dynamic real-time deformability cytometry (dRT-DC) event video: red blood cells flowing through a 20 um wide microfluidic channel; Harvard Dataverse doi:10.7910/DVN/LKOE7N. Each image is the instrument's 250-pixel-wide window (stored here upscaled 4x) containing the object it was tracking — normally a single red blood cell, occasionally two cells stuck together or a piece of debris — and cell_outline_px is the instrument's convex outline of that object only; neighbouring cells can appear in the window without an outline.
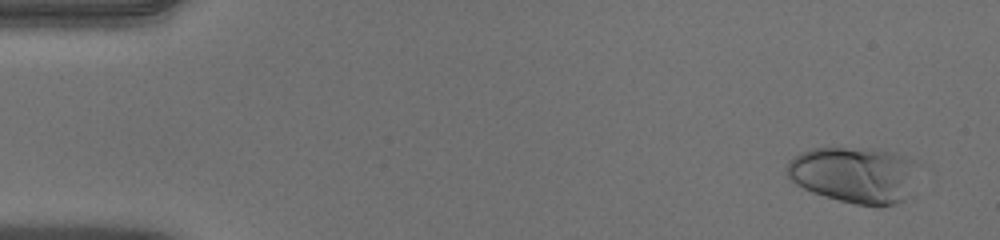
{"species": "human", "species_latin": "Homo sapiens", "temperature_condition": "warm", "stored_images_in_passage": 52, "camera_frame_rate_fps": 3000, "um_per_image_px": 0.085, "donor": {"sex": "male"}, "frame": {"image": 1, "passage_image": 3, "time_ms": 0.667, "image_size_px": [1000, 240], "cell_outline_px": [[924, 164], [904, 200], [896, 204], [880, 208], [876, 208], [856, 204], [824, 196], [812, 192], [796, 184], [788, 176], [788, 160], [792, 156], [800, 152], [812, 148], [876, 148], [896, 152], [908, 156]], "centroid_in_image_um": [72.73, 14.84], "position_along_channel_um": 12.3, "area_um2": 44.33}}
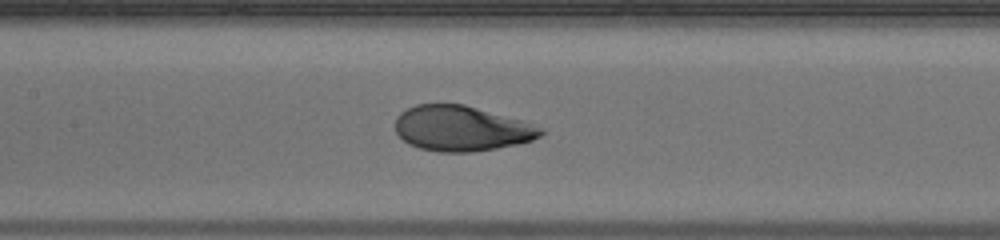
{"frame": {"image": 2, "passage_image": 25, "time_ms": 8.0, "image_size_px": [1000, 240], "cell_outline_px": [[544, 132], [540, 136], [532, 140], [516, 144], [496, 148], [472, 152], [440, 152], [420, 148], [408, 144], [396, 132], [396, 116], [400, 112], [416, 104], [464, 104], [520, 120], [532, 124], [540, 128]], "centroid_in_image_um": [39.18, 10.92], "position_along_channel_um": 168.2, "area_um2": 38.03}}
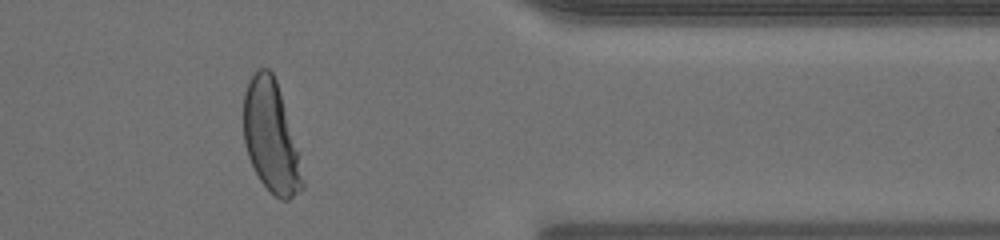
{"frame": {"image": 3, "passage_image": 43, "time_ms": 14.0, "image_size_px": [1000, 240], "cell_outline_px": [[304, 188], [288, 200], [280, 200], [260, 180], [248, 156], [244, 144], [244, 92], [248, 80], [252, 72], [256, 68], [268, 68], [272, 72], [276, 80], [300, 152], [304, 180]], "centroid_in_image_um": [23.05, 11.61], "position_along_channel_um": 388.3, "area_um2": 38.61}, "authors_computed_cell_mechanics": {"area_um2": 39.1595, "velocity_mm_per_s": 3.9621, "shape_relaxation_time_tau1_ms": 3.9585, "shape_relaxation_time_tau2_ms": null, "deformation_change_tau1": 0.2234, "deformation_change_tau2": null}}